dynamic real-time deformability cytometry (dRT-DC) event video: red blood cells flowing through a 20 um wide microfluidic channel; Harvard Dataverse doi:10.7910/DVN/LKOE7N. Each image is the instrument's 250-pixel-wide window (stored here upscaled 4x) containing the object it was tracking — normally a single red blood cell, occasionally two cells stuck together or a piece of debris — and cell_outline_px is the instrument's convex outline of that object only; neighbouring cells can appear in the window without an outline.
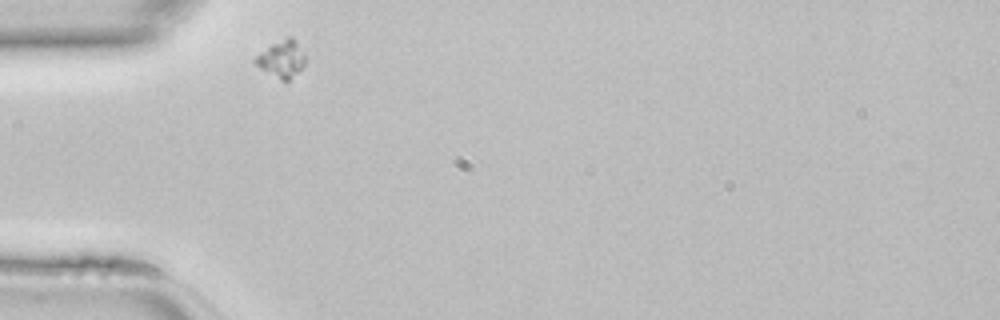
{"species": "common noctule bat (a hibernating species)", "species_latin": "Nyctalus noctula", "temperature_condition": "room temperature", "stored_images_in_passage": 27, "camera_frame_rate_fps": 3000, "um_per_image_px": 0.085, "animal": {"sex": "female", "body_mass_g": 22.7, "forearm_length_mm": 54.2}, "frame": {"image": 1, "passage_image": 1, "time_ms": 0.0, "image_size_px": [1000, 320], "cell_outline_px": [[304, 64], [288, 80], [280, 80], [260, 68], [252, 60], [256, 56], [272, 44], [288, 36], [292, 36], [296, 40], [304, 56]], "centroid_in_image_um": [23.91, 4.99], "position_along_channel_um": 61.1, "area_um2": 10.35}}
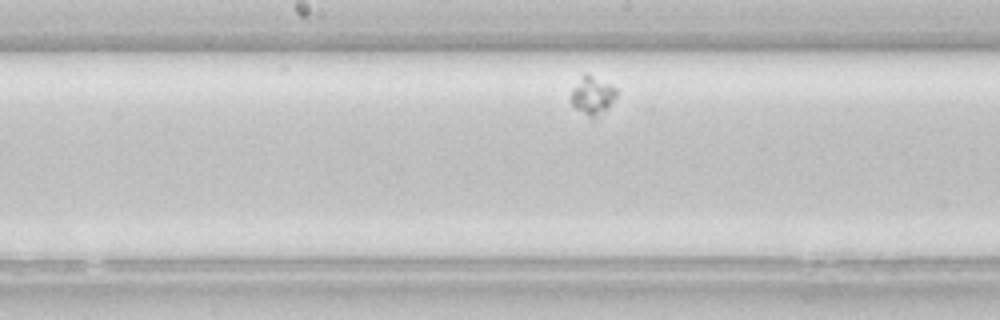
{"frame": {"image": 2, "passage_image": 12, "time_ms": 3.667, "image_size_px": [1000, 320], "cell_outline_px": [[616, 96], [608, 108], [596, 116], [588, 116], [576, 108], [572, 104], [572, 88], [580, 76], [584, 72], [588, 72], [612, 84], [616, 88]], "centroid_in_image_um": [50.37, 8.04], "position_along_channel_um": 197.8, "area_um2": 10.12}}
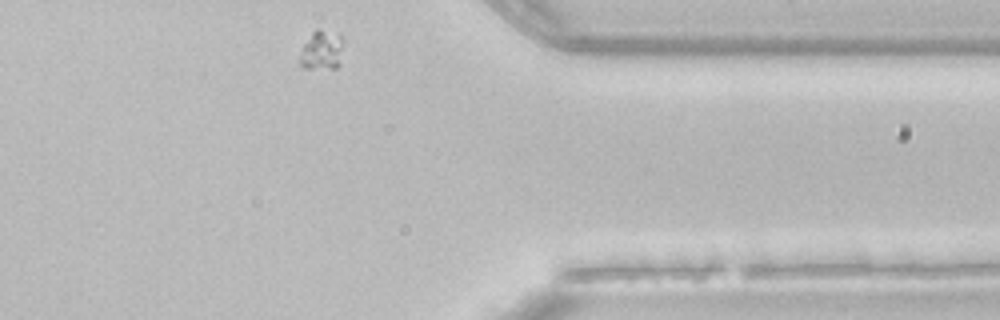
{"frame": {"image": 3, "passage_image": 27, "time_ms": 8.667, "image_size_px": [1000, 320], "cell_outline_px": [[344, 40], [340, 64], [336, 68], [300, 68], [296, 64], [304, 44], [312, 32], [316, 28], [320, 28], [340, 36]], "centroid_in_image_um": [27.32, 4.3], "position_along_channel_um": 384.1, "area_um2": 10.29}}